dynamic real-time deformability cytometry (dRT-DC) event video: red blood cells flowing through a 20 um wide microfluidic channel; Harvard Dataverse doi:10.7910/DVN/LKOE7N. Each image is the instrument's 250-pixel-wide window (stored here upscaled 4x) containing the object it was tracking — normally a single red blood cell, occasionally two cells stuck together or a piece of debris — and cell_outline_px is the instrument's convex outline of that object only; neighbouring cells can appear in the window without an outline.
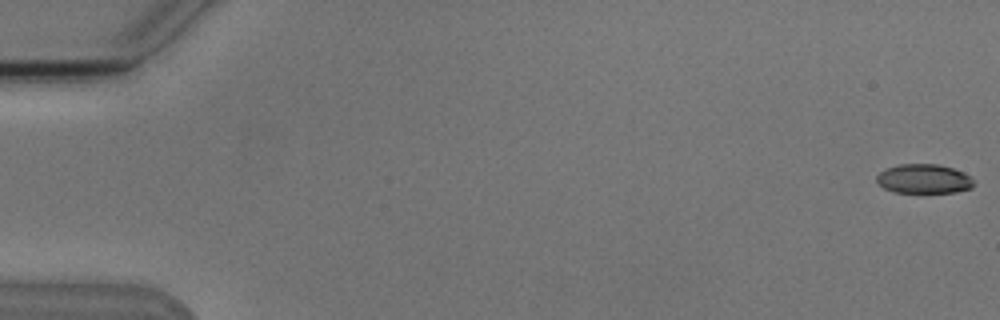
{"species": "Egyptian fruit bat (a non-hibernating species)", "species_latin": "Rousettus aegyptiacus", "temperature_condition": "cold", "stored_images_in_passage": 6, "camera_frame_rate_fps": 3000, "um_per_image_px": 0.085, "animal": {"sex": "male"}, "frame": {"image": 1, "passage_image": 1, "time_ms": 0.0, "image_size_px": [1000, 320], "cell_outline_px": [[976, 184], [972, 188], [956, 192], [896, 192], [884, 188], [876, 180], [876, 176], [884, 168], [900, 164], [936, 164], [952, 168], [964, 172], [972, 176]], "centroid_in_image_um": [78.57, 15.19], "position_along_channel_um": 6.4, "area_um2": 16.7}}